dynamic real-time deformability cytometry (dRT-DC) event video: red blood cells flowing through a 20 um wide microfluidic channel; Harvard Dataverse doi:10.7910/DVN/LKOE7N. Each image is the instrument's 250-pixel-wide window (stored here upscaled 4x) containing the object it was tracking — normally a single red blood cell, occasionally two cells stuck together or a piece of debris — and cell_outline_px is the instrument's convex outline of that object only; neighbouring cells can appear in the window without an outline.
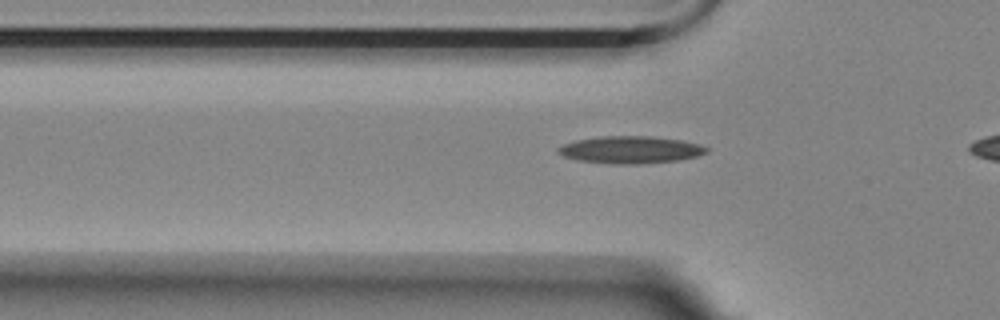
{"species": "Egyptian fruit bat (a non-hibernating species)", "species_latin": "Rousettus aegyptiacus", "temperature_condition": "room temperature", "stored_images_in_passage": 26, "camera_frame_rate_fps": 3000, "um_per_image_px": 0.085, "animal": {"sex": "female"}, "frame": {"image": 1, "passage_image": 9, "time_ms": 2.667, "image_size_px": [1000, 320], "cell_outline_px": [[708, 152], [696, 156], [680, 160], [640, 164], [612, 164], [576, 160], [564, 156], [556, 152], [556, 148], [564, 144], [576, 140], [600, 136], [652, 136], [684, 140], [700, 144], [708, 148]], "centroid_in_image_um": [53.59, 12.73], "position_along_channel_um": 72.2, "area_um2": 23.81}}
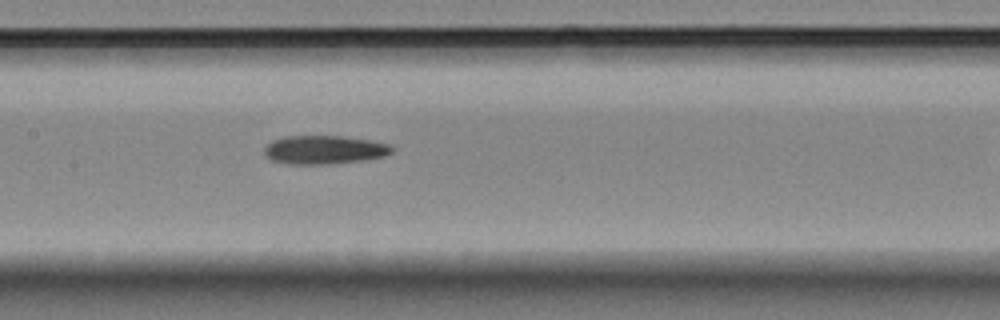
{"frame": {"image": 2, "passage_image": 18, "time_ms": 5.667, "image_size_px": [1000, 320], "cell_outline_px": [[396, 148], [392, 152], [384, 156], [364, 160], [328, 164], [288, 164], [272, 160], [264, 156], [264, 148], [272, 140], [284, 136], [344, 136], [368, 140], [388, 144]], "centroid_in_image_um": [27.54, 12.73], "position_along_channel_um": 179.9, "area_um2": 21.33}}
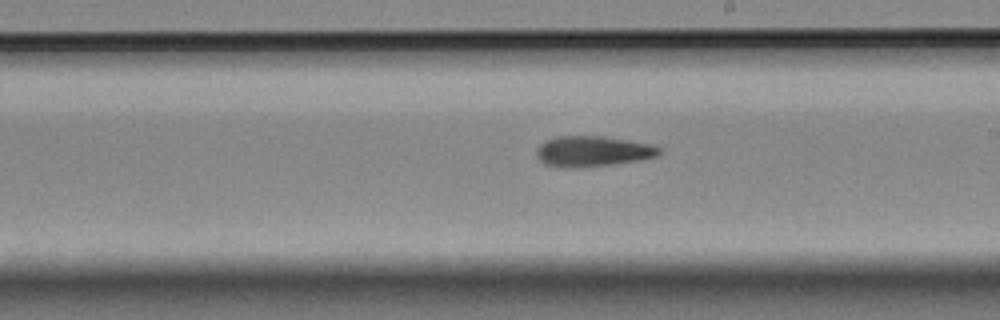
{"frame": {"image": 3, "passage_image": 23, "time_ms": 7.333, "image_size_px": [1000, 320], "cell_outline_px": [[660, 152], [656, 156], [644, 160], [580, 168], [564, 168], [544, 164], [536, 156], [536, 148], [544, 140], [556, 136], [604, 136], [652, 144], [660, 148]], "centroid_in_image_um": [50.35, 12.86], "position_along_channel_um": 238.6, "area_um2": 22.2}}